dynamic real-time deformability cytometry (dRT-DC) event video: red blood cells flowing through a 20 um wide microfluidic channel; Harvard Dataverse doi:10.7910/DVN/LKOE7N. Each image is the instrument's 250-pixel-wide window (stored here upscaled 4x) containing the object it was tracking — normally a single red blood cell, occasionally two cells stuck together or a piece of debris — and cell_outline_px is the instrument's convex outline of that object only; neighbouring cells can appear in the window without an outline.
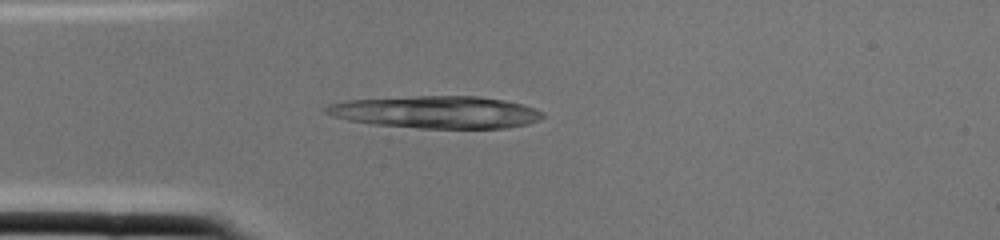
{"species": "common noctule bat (a hibernating species)", "species_latin": "Nyctalus noctula", "temperature_condition": "cold", "stored_images_in_passage": 2, "camera_frame_rate_fps": 3000, "um_per_image_px": 0.085, "animal": {"sex": "female", "body_mass_g": 22.0, "forearm_length_mm": 56.7}, "frame": {"image": 1, "passage_image": 2, "time_ms": 0.333, "image_size_px": [1000, 240], "cell_outline_px": [[544, 116], [540, 120], [528, 124], [508, 128], [416, 128], [372, 124], [348, 120], [332, 116], [324, 112], [324, 108], [328, 104], [348, 100], [416, 96], [480, 96], [504, 100], [520, 104], [544, 112]], "centroid_in_image_um": [37.08, 9.53], "position_along_channel_um": 47.9, "area_um2": 40.86}}